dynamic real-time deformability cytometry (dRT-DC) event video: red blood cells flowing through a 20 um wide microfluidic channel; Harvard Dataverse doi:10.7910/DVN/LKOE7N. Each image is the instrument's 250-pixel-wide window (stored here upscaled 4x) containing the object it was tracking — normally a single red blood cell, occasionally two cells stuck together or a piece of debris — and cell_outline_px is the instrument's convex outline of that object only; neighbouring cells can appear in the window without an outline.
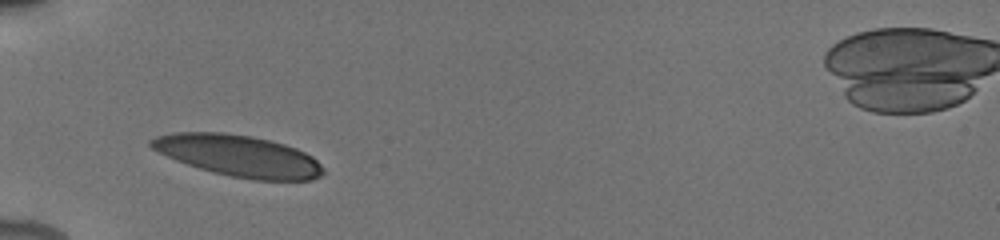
{"species": "human", "species_latin": "Homo sapiens", "temperature_condition": "cold", "stored_images_in_passage": 40, "camera_frame_rate_fps": 3000, "um_per_image_px": 0.085, "donor": {"sex": "male"}, "frame": {"image": 1, "passage_image": 1, "time_ms": 0.0, "image_size_px": [1000, 240], "cell_outline_px": [[324, 172], [320, 176], [312, 180], [256, 180], [232, 176], [212, 172], [176, 160], [152, 148], [148, 144], [148, 140], [156, 136], [172, 132], [224, 132], [252, 136], [284, 144], [296, 148], [312, 156], [324, 168]], "centroid_in_image_um": [20.27, 13.23], "position_along_channel_um": 64.7, "area_um2": 41.44}}
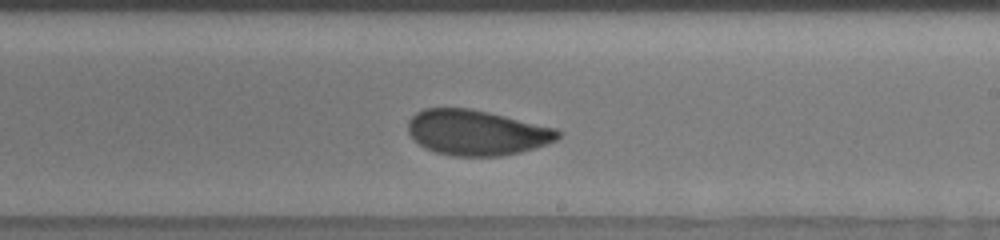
{"frame": {"image": 2, "passage_image": 26, "time_ms": 5.0, "image_size_px": [1000, 240], "cell_outline_px": [[564, 132], [556, 140], [548, 144], [536, 148], [520, 152], [500, 156], [452, 156], [436, 152], [424, 148], [408, 132], [408, 120], [416, 112], [424, 108], [472, 108], [556, 128]], "centroid_in_image_um": [40.54, 11.27], "position_along_channel_um": 248.5, "area_um2": 39.77}}
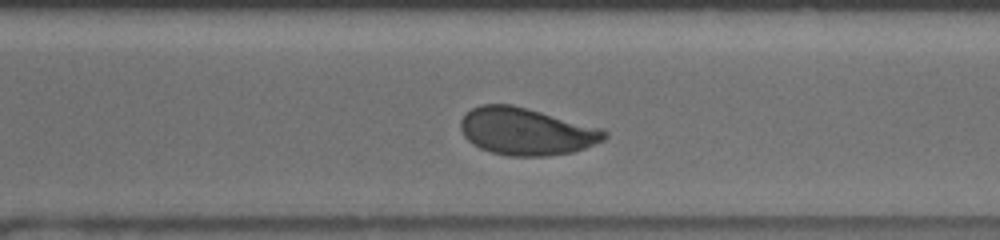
{"frame": {"image": 3, "passage_image": 36, "time_ms": 7.0, "image_size_px": [1000, 240], "cell_outline_px": [[608, 136], [604, 140], [584, 148], [572, 152], [544, 156], [508, 156], [492, 152], [480, 148], [472, 144], [464, 136], [460, 128], [460, 120], [472, 108], [480, 104], [512, 104], [604, 128], [608, 132]], "centroid_in_image_um": [44.75, 11.16], "position_along_channel_um": 325.9, "area_um2": 39.77}}